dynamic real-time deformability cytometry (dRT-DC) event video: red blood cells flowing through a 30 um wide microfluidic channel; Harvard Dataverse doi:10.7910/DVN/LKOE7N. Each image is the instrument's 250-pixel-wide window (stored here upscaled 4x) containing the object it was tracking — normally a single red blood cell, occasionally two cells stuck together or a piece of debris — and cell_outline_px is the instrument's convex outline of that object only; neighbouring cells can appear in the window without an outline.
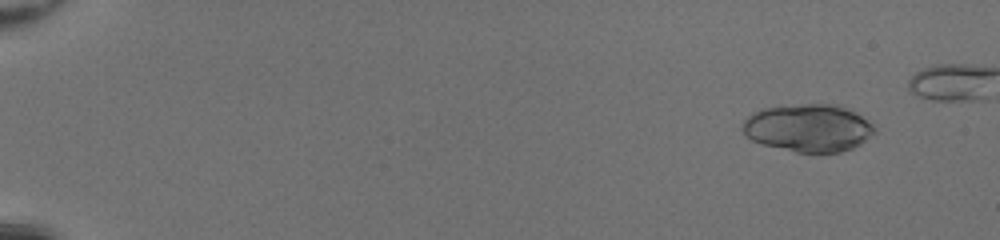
{"species": "common noctule bat (a hibernating species)", "species_latin": "Nyctalus noctula", "temperature_condition": "room temperature", "stored_images_in_passage": 28, "camera_frame_rate_fps": 3000, "um_per_image_px": 0.085, "animal": {"sex": "female", "body_mass_g": 20.0, "forearm_length_mm": 54.0}, "frame": {"image": 1, "passage_image": 5, "time_ms": 1.333, "image_size_px": [1000, 240], "cell_outline_px": [[876, 132], [860, 144], [852, 148], [840, 152], [796, 152], [764, 144], [752, 140], [744, 132], [744, 120], [752, 112], [760, 108], [800, 104], [840, 104], [852, 108], [872, 124], [876, 128]], "centroid_in_image_um": [68.76, 10.85], "position_along_channel_um": 16.2, "area_um2": 36.76}}